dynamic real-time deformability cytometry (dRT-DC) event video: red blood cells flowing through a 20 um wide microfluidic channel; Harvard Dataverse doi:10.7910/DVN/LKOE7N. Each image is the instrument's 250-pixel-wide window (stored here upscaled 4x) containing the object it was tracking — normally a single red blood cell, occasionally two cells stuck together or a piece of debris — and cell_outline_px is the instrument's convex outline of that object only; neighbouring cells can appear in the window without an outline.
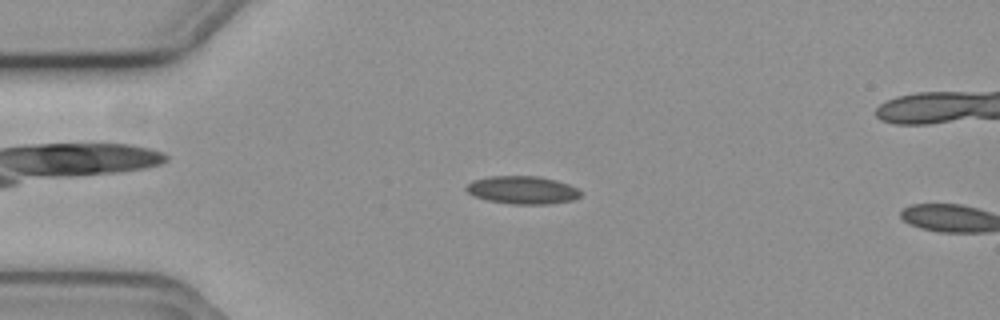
{"species": "common noctule bat (a hibernating species)", "species_latin": "Nyctalus noctula", "temperature_condition": "cold", "stored_images_in_passage": 15, "camera_frame_rate_fps": 3000, "um_per_image_px": 0.085, "animal": {"sex": "female", "body_mass_g": 19.3, "forearm_length_mm": 54.1}, "frame": {"image": 1, "passage_image": 13, "time_ms": 4.0, "image_size_px": [1000, 320], "cell_outline_px": [[580, 196], [572, 200], [548, 204], [508, 204], [488, 200], [472, 196], [464, 188], [472, 180], [488, 176], [540, 176], [556, 180], [568, 184], [576, 188], [580, 192]], "centroid_in_image_um": [44.36, 16.15], "position_along_channel_um": 40.6, "area_um2": 18.67}}